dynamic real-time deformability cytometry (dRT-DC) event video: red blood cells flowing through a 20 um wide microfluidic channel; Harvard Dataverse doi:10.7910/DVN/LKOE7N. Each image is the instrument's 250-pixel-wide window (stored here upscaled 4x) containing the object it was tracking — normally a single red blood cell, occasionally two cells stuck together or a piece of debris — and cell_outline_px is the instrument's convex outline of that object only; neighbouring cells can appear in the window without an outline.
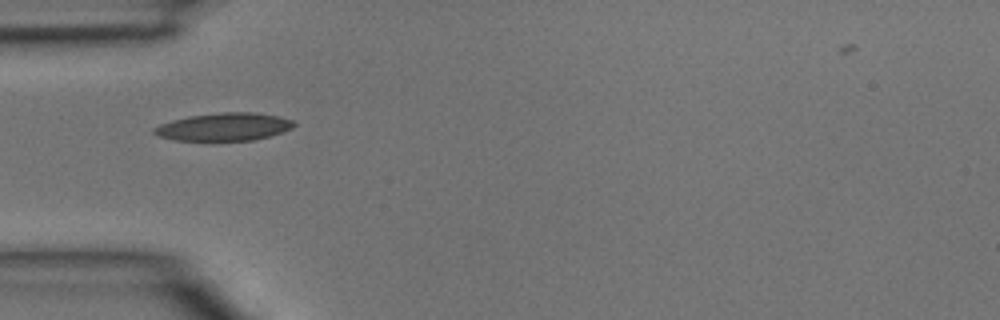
{"species": "common noctule bat (a hibernating species)", "species_latin": "Nyctalus noctula", "temperature_condition": "room temperature", "stored_images_in_passage": 32, "camera_frame_rate_fps": 3000, "um_per_image_px": 0.085, "animal": {"sex": "male", "body_mass_g": 15.6}, "frame": {"image": 1, "passage_image": 1, "time_ms": 0.0, "image_size_px": [1000, 320], "cell_outline_px": [[296, 124], [292, 128], [268, 136], [252, 140], [176, 140], [160, 136], [152, 132], [152, 128], [160, 124], [172, 120], [188, 116], [220, 112], [252, 112], [280, 116], [292, 120]], "centroid_in_image_um": [19.03, 10.76], "position_along_channel_um": 66.0, "area_um2": 22.48}}
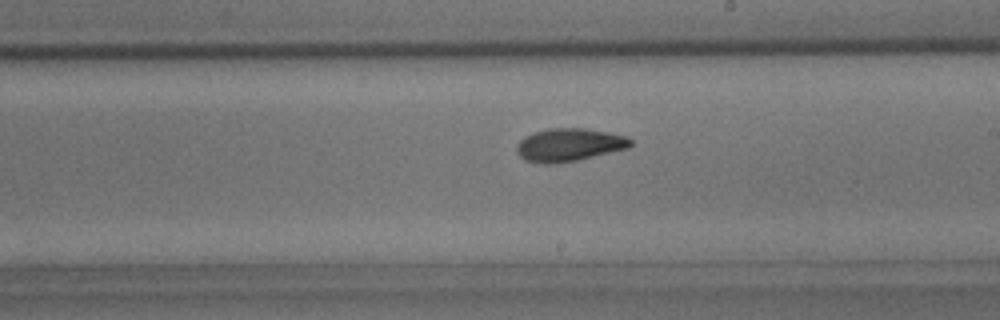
{"frame": {"image": 2, "passage_image": 13, "time_ms": 4.0, "image_size_px": [1000, 320], "cell_outline_px": [[632, 144], [628, 148], [576, 160], [556, 164], [540, 164], [524, 160], [516, 152], [516, 148], [520, 140], [524, 136], [532, 132], [548, 128], [584, 128], [608, 132], [624, 136], [632, 140]], "centroid_in_image_um": [48.32, 12.31], "position_along_channel_um": 240.7, "area_um2": 21.96}}
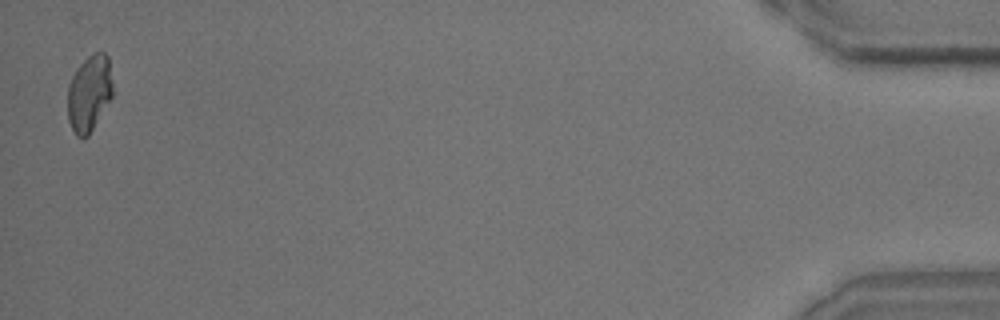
{"frame": {"image": 3, "passage_image": 32, "time_ms": 10.333, "image_size_px": [1000, 320], "cell_outline_px": [[112, 96], [88, 136], [76, 136], [68, 120], [68, 84], [76, 68], [92, 52], [104, 52], [108, 56], [112, 84]], "centroid_in_image_um": [7.57, 7.89], "position_along_channel_um": 427.6, "area_um2": 19.88}}